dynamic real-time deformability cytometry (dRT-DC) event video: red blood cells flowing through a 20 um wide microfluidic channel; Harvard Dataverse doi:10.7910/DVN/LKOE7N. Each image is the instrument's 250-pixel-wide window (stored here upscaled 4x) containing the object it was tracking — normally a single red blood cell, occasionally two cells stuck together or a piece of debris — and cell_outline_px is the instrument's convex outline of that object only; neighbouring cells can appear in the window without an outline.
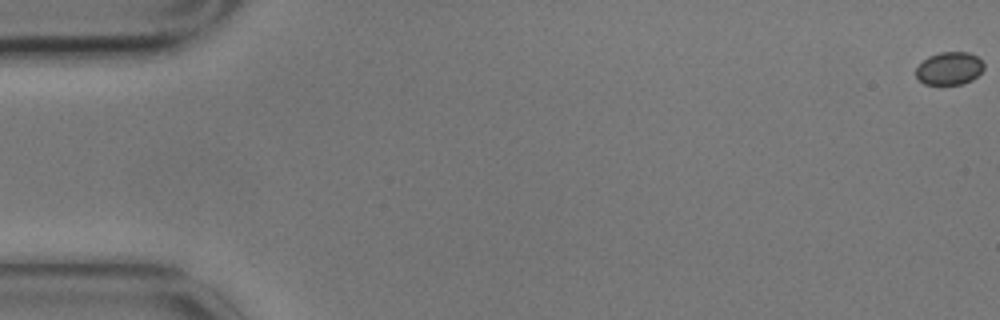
{"species": "common noctule bat (a hibernating species)", "species_latin": "Nyctalus noctula", "temperature_condition": "cold", "stored_images_in_passage": 6, "camera_frame_rate_fps": 3000, "um_per_image_px": 0.085, "animal": {"sex": "male", "body_mass_g": 17.9}, "frame": {"image": 1, "passage_image": 1, "time_ms": 0.0, "image_size_px": [1000, 320], "cell_outline_px": [[984, 68], [972, 80], [964, 84], [924, 84], [916, 76], [916, 68], [928, 56], [940, 52], [968, 52], [976, 56], [984, 64]], "centroid_in_image_um": [80.69, 5.81], "position_along_channel_um": 4.3, "area_um2": 12.89}}
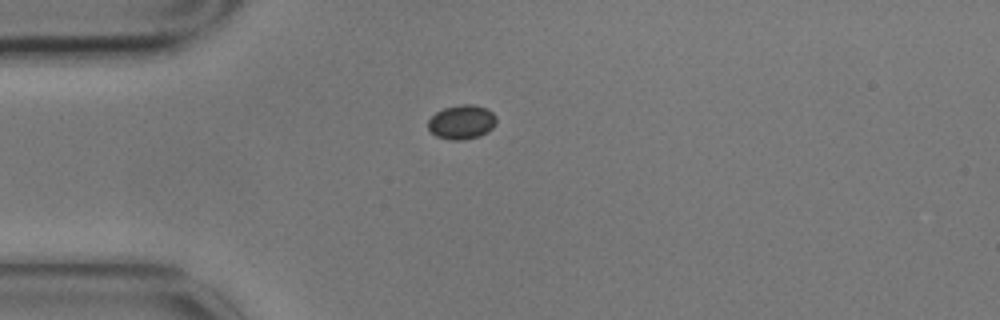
{"frame": {"image": 2, "passage_image": 5, "time_ms": 1.333, "image_size_px": [1000, 320], "cell_outline_px": [[496, 124], [488, 132], [480, 136], [464, 140], [452, 140], [436, 136], [428, 128], [428, 120], [436, 112], [444, 108], [460, 104], [472, 104], [484, 108], [492, 112], [496, 116]], "centroid_in_image_um": [39.25, 10.38], "position_along_channel_um": 45.7, "area_um2": 13.64}}